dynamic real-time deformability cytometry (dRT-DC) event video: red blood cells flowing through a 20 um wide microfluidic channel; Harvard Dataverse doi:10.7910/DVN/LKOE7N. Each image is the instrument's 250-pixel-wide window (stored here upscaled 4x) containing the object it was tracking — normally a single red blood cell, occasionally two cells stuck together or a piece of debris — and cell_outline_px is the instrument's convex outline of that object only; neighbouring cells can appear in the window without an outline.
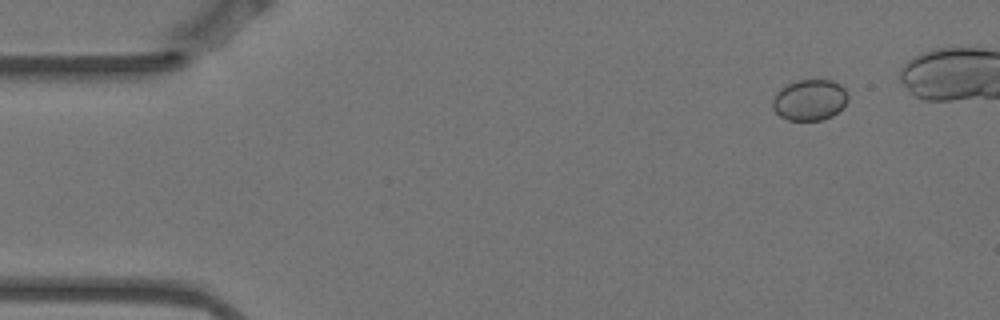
{"species": "Egyptian fruit bat (a non-hibernating species)", "species_latin": "Rousettus aegyptiacus", "temperature_condition": "warm", "stored_images_in_passage": 5, "camera_frame_rate_fps": 3000, "um_per_image_px": 0.085, "animal": {"sex": "female"}, "frame": {"image": 1, "passage_image": 1, "time_ms": 0.0, "image_size_px": [1000, 320], "cell_outline_px": [[848, 100], [832, 116], [820, 120], [788, 120], [780, 116], [772, 108], [772, 100], [776, 92], [780, 88], [796, 80], [832, 80], [840, 84], [844, 88], [848, 96]], "centroid_in_image_um": [68.79, 8.49], "position_along_channel_um": 16.2, "area_um2": 17.98}}